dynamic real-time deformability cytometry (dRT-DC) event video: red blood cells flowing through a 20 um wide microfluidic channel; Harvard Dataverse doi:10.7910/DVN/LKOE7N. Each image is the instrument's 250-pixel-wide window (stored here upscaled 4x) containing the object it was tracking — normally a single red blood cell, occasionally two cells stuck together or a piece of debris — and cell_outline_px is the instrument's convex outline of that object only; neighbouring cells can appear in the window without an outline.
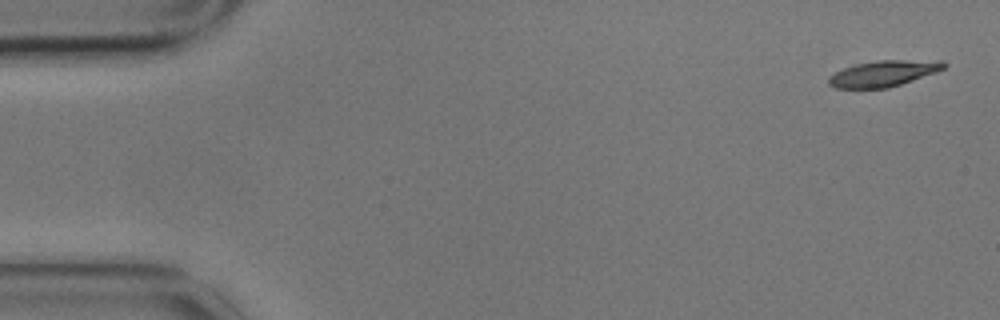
{"species": "common noctule bat (a hibernating species)", "species_latin": "Nyctalus noctula", "temperature_condition": "cold", "stored_images_in_passage": 5, "camera_frame_rate_fps": 3000, "um_per_image_px": 0.085, "animal": {"sex": "male", "body_mass_g": 17.9}, "frame": {"image": 1, "passage_image": 1, "time_ms": 0.0, "image_size_px": [1000, 320], "cell_outline_px": [[948, 64], [944, 68], [936, 72], [888, 88], [836, 88], [828, 84], [828, 76], [844, 68], [856, 64], [876, 60], [944, 60]], "centroid_in_image_um": [75.11, 6.23], "position_along_channel_um": 9.9, "area_um2": 17.46}}
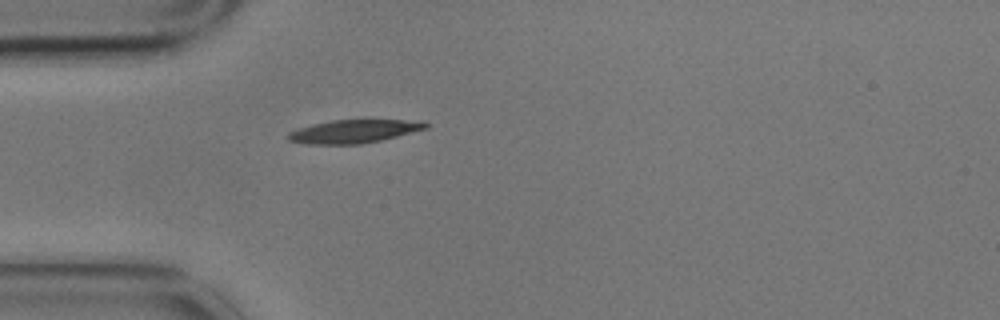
{"frame": {"image": 2, "passage_image": 5, "time_ms": 1.333, "image_size_px": [1000, 320], "cell_outline_px": [[428, 128], [380, 140], [360, 144], [308, 144], [288, 140], [288, 132], [296, 128], [312, 124], [332, 120], [424, 120], [428, 124]], "centroid_in_image_um": [30.07, 11.15], "position_along_channel_um": 54.9, "area_um2": 18.61}}